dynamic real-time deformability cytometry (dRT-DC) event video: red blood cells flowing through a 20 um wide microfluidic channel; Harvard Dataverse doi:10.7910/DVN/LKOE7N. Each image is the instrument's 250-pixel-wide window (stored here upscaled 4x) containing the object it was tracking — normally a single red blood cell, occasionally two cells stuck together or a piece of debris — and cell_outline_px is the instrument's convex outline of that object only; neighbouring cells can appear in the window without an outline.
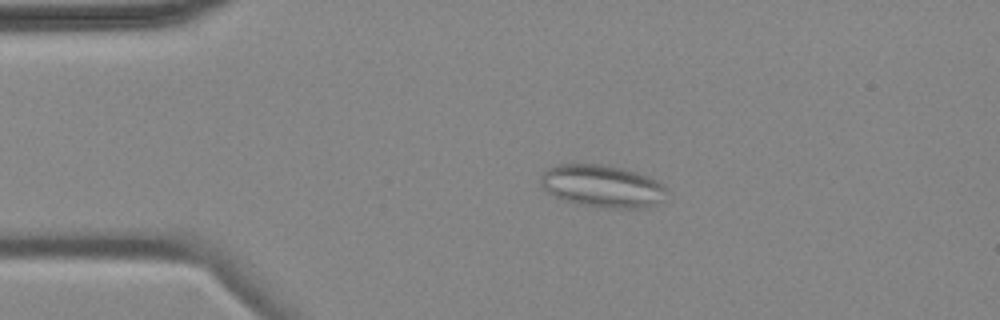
{"species": "common noctule bat (a hibernating species)", "species_latin": "Nyctalus noctula", "temperature_condition": "cold", "stored_images_in_passage": 5, "camera_frame_rate_fps": 3000, "um_per_image_px": 0.085, "animal": {"sex": "female", "body_mass_g": 18.4}, "frame": {"image": 1, "passage_image": 3, "time_ms": 2.333, "image_size_px": [1000, 320], "cell_outline_px": [[668, 188], [664, 200], [652, 208], [604, 208], [576, 204], [564, 200], [548, 192], [540, 184], [540, 176], [552, 164], [600, 164], [624, 168], [648, 176], [664, 184]], "centroid_in_image_um": [51.24, 15.83], "position_along_channel_um": 33.8, "area_um2": 31.73}}